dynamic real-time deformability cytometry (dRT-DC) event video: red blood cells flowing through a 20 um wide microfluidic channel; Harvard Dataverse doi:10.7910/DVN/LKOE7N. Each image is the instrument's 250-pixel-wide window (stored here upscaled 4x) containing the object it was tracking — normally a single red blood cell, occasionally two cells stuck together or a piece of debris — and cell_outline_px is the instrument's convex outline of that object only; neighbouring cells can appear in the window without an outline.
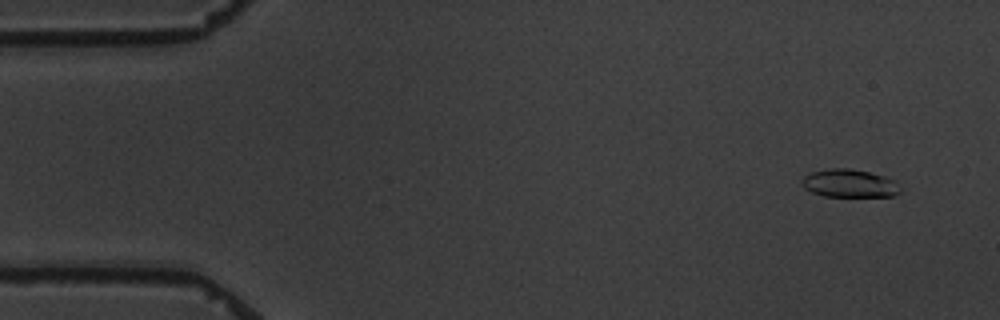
{"species": "common noctule bat (a hibernating species)", "species_latin": "Nyctalus noctula", "temperature_condition": "warm", "stored_images_in_passage": 7, "camera_frame_rate_fps": 3000, "um_per_image_px": 0.085, "animal": {"sex": "male", "body_mass_g": 19.5, "forearm_length_mm": 54.6}, "frame": {"image": 1, "passage_image": 1, "time_ms": 0.0, "image_size_px": [1000, 320], "cell_outline_px": [[900, 192], [892, 196], [824, 196], [812, 192], [804, 188], [800, 184], [804, 176], [812, 172], [832, 168], [848, 168], [868, 172], [884, 176], [892, 180]], "centroid_in_image_um": [72.13, 15.59], "position_along_channel_um": 12.9, "area_um2": 15.72}}
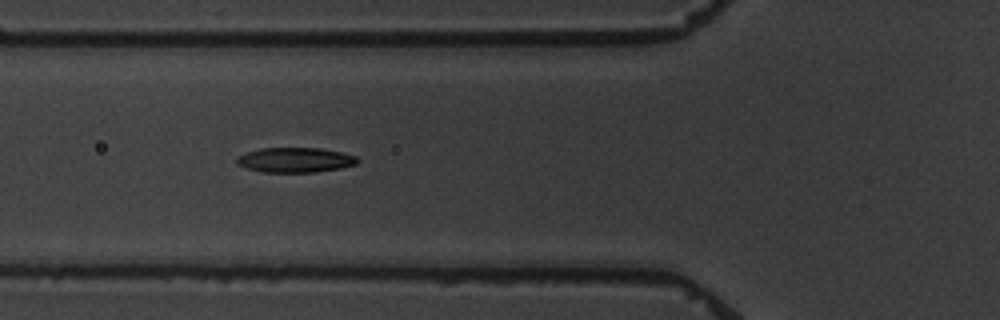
{"frame": {"image": 2, "passage_image": 5, "time_ms": 5.667, "image_size_px": [1000, 320], "cell_outline_px": [[360, 160], [356, 164], [340, 168], [316, 172], [264, 172], [248, 168], [236, 164], [236, 156], [260, 148], [320, 148], [340, 152], [356, 156]], "centroid_in_image_um": [25.09, 13.59], "position_along_channel_um": 100.7, "area_um2": 17.46}}
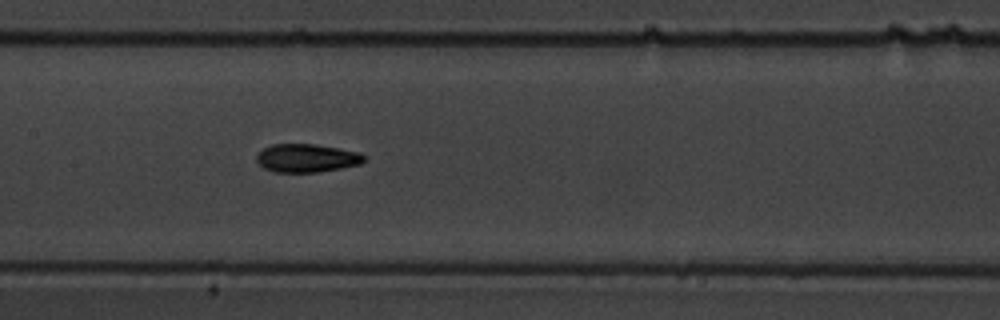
{"frame": {"image": 3, "passage_image": 7, "time_ms": 8.0, "image_size_px": [1000, 320], "cell_outline_px": [[364, 160], [360, 164], [340, 168], [316, 172], [272, 172], [264, 168], [256, 160], [256, 156], [264, 148], [272, 144], [316, 144], [340, 148], [360, 152], [364, 156]], "centroid_in_image_um": [26.06, 13.43], "position_along_channel_um": 181.3, "area_um2": 17.69}}